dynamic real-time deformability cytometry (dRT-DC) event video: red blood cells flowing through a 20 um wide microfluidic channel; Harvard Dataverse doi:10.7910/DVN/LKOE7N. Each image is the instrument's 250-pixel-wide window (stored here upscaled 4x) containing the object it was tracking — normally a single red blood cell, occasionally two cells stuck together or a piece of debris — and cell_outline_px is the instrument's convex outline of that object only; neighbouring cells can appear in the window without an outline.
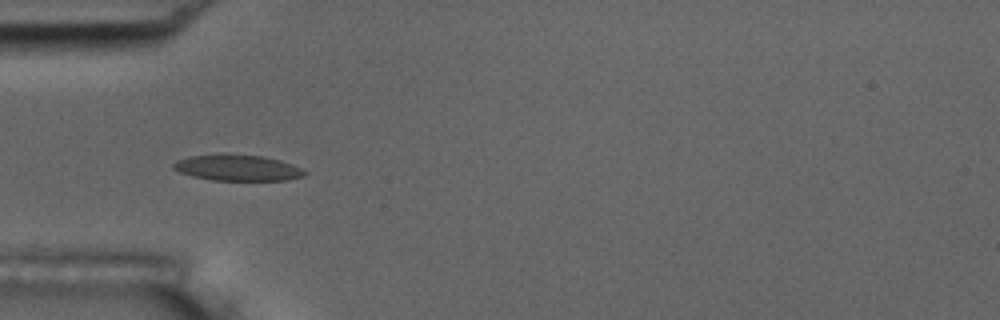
{"species": "common noctule bat (a hibernating species)", "species_latin": "Nyctalus noctula", "temperature_condition": "room temperature", "stored_images_in_passage": 56, "camera_frame_rate_fps": 3000, "um_per_image_px": 0.085, "animal": {"sex": "male", "body_mass_g": 17.5, "forearm_length_mm": 52.3}, "frame": {"image": 1, "passage_image": 17, "time_ms": 5.333, "image_size_px": [1000, 320], "cell_outline_px": [[308, 172], [304, 176], [288, 180], [212, 180], [192, 176], [180, 172], [172, 168], [172, 164], [176, 160], [188, 156], [220, 152], [224, 152], [264, 156], [280, 160], [292, 164]], "centroid_in_image_um": [20.15, 14.23], "position_along_channel_um": 64.9, "area_um2": 20.46}}
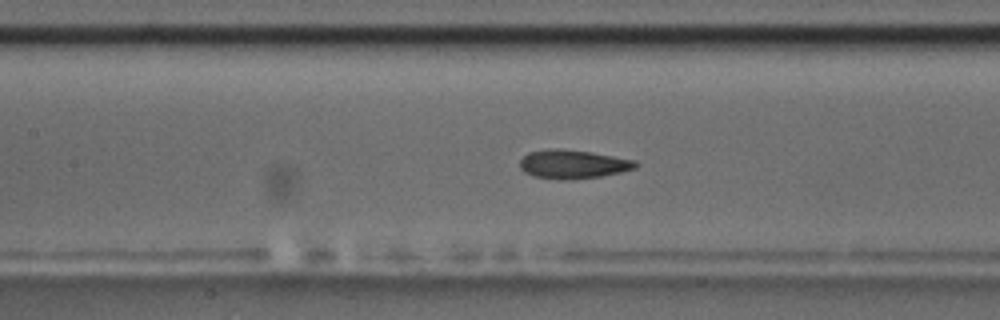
{"frame": {"image": 2, "passage_image": 25, "time_ms": 8.0, "image_size_px": [1000, 320], "cell_outline_px": [[640, 164], [636, 168], [620, 172], [600, 176], [568, 180], [564, 180], [536, 176], [524, 172], [520, 168], [520, 160], [528, 152], [548, 148], [560, 148], [592, 152], [636, 160]], "centroid_in_image_um": [48.71, 13.94], "position_along_channel_um": 158.7, "area_um2": 19.48}, "authors_computed_cell_mechanics": {"area_um2": 19.2185, "velocity_mm_per_s": 3.5543, "shape_relaxation_time_tau1_ms": 3.4481, "shape_relaxation_time_tau2_ms": 1.2297, "deformation_change_tau1": 0.1363, "deformation_change_tau2": 0.0758}}